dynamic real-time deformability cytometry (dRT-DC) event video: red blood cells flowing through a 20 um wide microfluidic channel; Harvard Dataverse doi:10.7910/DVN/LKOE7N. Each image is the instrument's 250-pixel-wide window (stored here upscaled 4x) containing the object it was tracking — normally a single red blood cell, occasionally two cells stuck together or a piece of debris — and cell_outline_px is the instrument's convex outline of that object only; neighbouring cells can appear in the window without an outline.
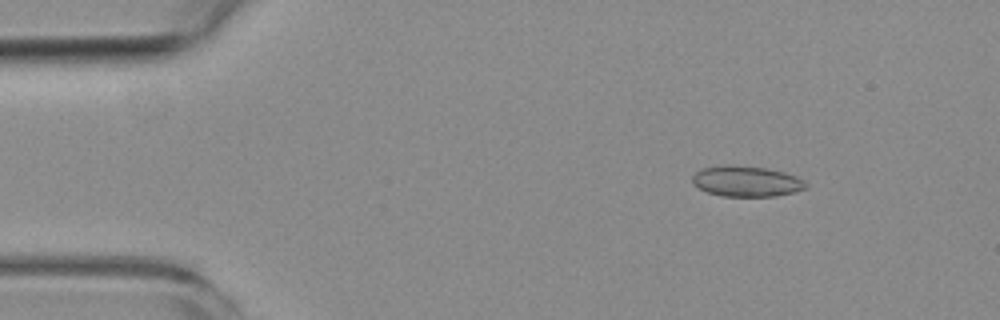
{"species": "common noctule bat (a hibernating species)", "species_latin": "Nyctalus noctula", "temperature_condition": "room temperature", "stored_images_in_passage": 6, "camera_frame_rate_fps": 3000, "um_per_image_px": 0.085, "animal": {"sex": "female", "body_mass_g": 19.3, "forearm_length_mm": 54.1}, "frame": {"image": 1, "passage_image": 2, "time_ms": 1.0, "image_size_px": [1000, 320], "cell_outline_px": [[808, 188], [796, 192], [776, 196], [720, 196], [708, 192], [692, 184], [692, 176], [696, 172], [704, 168], [728, 164], [764, 168], [784, 172], [796, 176], [804, 180], [808, 184]], "centroid_in_image_um": [63.48, 15.42], "position_along_channel_um": 21.5, "area_um2": 20.35}}
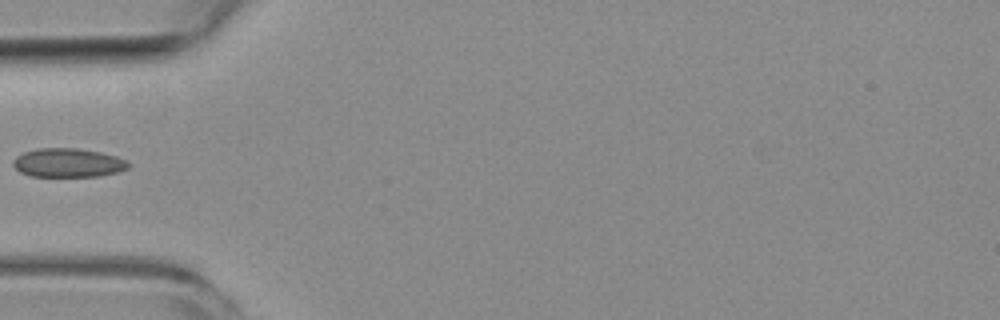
{"frame": {"image": 2, "passage_image": 5, "time_ms": 4.667, "image_size_px": [1000, 320], "cell_outline_px": [[132, 164], [128, 168], [120, 172], [100, 176], [32, 176], [20, 172], [12, 164], [12, 160], [16, 156], [24, 152], [36, 148], [76, 148], [100, 152], [116, 156], [128, 160]], "centroid_in_image_um": [5.82, 13.83], "position_along_channel_um": 79.2, "area_um2": 19.59}}
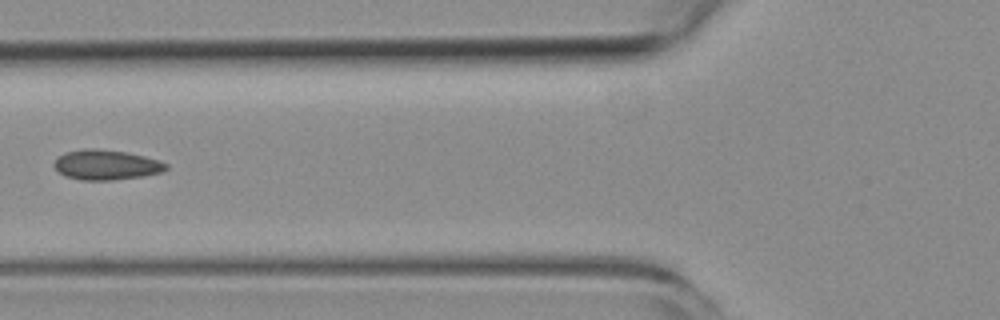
{"frame": {"image": 3, "passage_image": 6, "time_ms": 5.667, "image_size_px": [1000, 320], "cell_outline_px": [[168, 168], [160, 172], [144, 176], [116, 180], [80, 180], [64, 176], [52, 164], [56, 156], [64, 152], [84, 148], [92, 148], [124, 152], [144, 156], [160, 160], [168, 164]], "centroid_in_image_um": [8.99, 14.01], "position_along_channel_um": 116.8, "area_um2": 19.77}}